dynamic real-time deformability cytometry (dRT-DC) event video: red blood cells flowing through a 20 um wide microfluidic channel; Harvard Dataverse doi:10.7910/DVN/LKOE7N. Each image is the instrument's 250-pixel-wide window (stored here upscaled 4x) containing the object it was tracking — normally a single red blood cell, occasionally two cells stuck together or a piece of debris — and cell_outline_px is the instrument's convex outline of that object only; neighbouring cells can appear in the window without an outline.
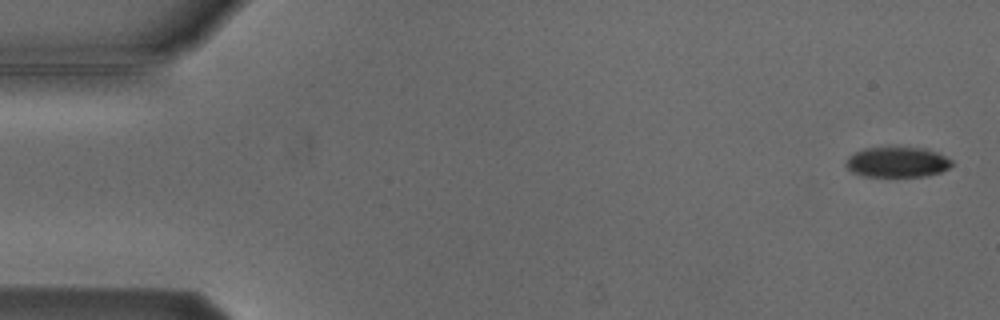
{"species": "Egyptian fruit bat (a non-hibernating species)", "species_latin": "Rousettus aegyptiacus", "temperature_condition": "cold", "stored_images_in_passage": 6, "camera_frame_rate_fps": 3000, "um_per_image_px": 0.085, "animal": {"sex": "male"}, "frame": {"image": 1, "passage_image": 1, "time_ms": 0.0, "image_size_px": [1000, 320], "cell_outline_px": [[952, 164], [948, 168], [940, 172], [928, 176], [864, 176], [852, 172], [844, 164], [848, 156], [864, 148], [928, 148], [952, 160]], "centroid_in_image_um": [76.26, 13.78], "position_along_channel_um": 8.7, "area_um2": 18.55}}
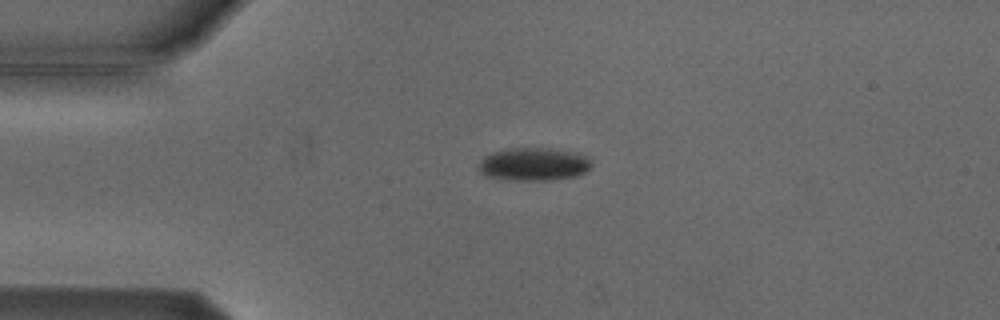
{"frame": {"image": 2, "passage_image": 4, "time_ms": 3.667, "image_size_px": [1000, 320], "cell_outline_px": [[592, 164], [584, 172], [576, 176], [544, 180], [500, 180], [484, 176], [480, 172], [480, 160], [484, 156], [492, 152], [508, 148], [552, 148], [576, 152], [588, 156]], "centroid_in_image_um": [45.34, 13.95], "position_along_channel_um": 39.7, "area_um2": 21.91}}
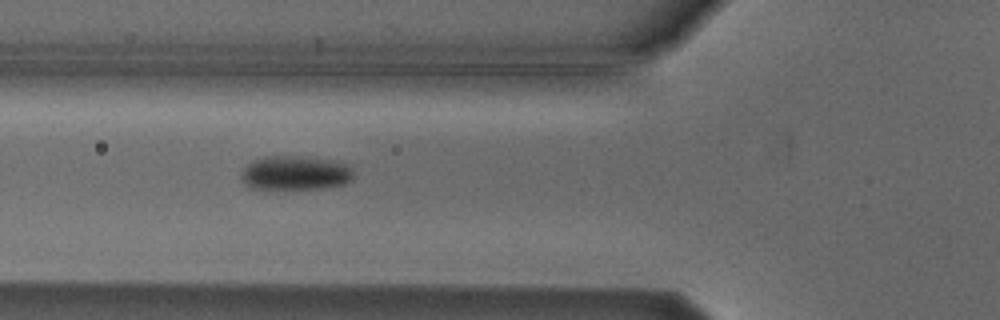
{"frame": {"image": 3, "passage_image": 6, "time_ms": 6.0, "image_size_px": [1000, 320], "cell_outline_px": [[352, 180], [344, 184], [320, 188], [248, 188], [240, 180], [240, 176], [244, 168], [252, 160], [264, 156], [296, 156], [340, 160], [348, 164], [352, 168]], "centroid_in_image_um": [25.1, 14.68], "position_along_channel_um": 100.7, "area_um2": 22.6}}